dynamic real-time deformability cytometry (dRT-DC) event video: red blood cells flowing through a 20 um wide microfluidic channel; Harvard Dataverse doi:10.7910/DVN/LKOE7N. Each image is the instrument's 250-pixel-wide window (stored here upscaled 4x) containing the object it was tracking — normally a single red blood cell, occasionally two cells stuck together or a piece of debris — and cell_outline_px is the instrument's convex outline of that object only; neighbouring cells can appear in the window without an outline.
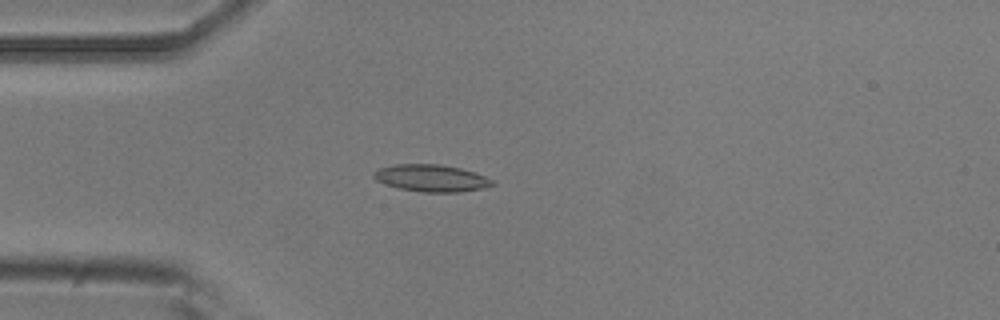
{"species": "common noctule bat (a hibernating species)", "species_latin": "Nyctalus noctula", "temperature_condition": "room temperature", "stored_images_in_passage": 4, "camera_frame_rate_fps": 3000, "um_per_image_px": 0.085, "animal": {"sex": "male", "body_mass_g": 20.5, "forearm_length_mm": 52.5}, "frame": {"image": 1, "passage_image": 4, "time_ms": 1.0, "image_size_px": [1000, 320], "cell_outline_px": [[496, 184], [484, 188], [456, 192], [424, 192], [400, 188], [384, 184], [376, 180], [372, 176], [372, 172], [380, 168], [392, 164], [440, 164], [460, 168], [476, 172], [492, 180]], "centroid_in_image_um": [36.64, 15.13], "position_along_channel_um": 48.4, "area_um2": 18.73}}